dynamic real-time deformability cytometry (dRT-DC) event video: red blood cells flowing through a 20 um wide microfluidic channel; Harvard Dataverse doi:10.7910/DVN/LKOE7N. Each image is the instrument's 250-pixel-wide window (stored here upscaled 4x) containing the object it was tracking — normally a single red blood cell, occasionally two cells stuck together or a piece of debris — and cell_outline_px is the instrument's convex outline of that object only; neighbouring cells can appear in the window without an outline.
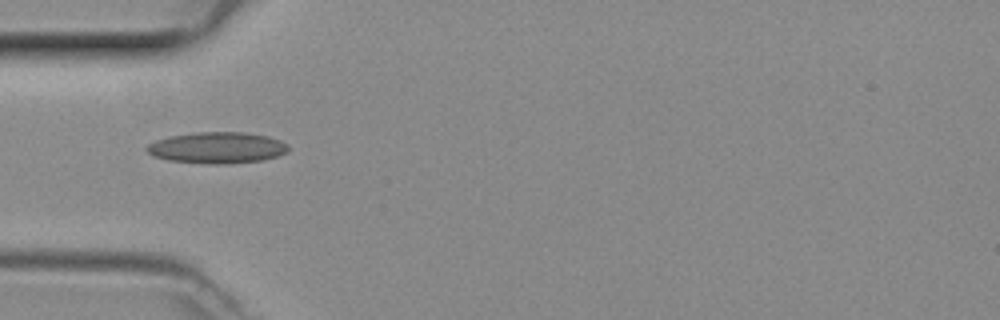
{"species": "common noctule bat (a hibernating species)", "species_latin": "Nyctalus noctula", "temperature_condition": "room temperature", "stored_images_in_passage": 33, "camera_frame_rate_fps": 3000, "um_per_image_px": 0.085, "animal": {"sex": "female", "body_mass_g": 29.2, "forearm_length_mm": 56.3}, "frame": {"image": 1, "passage_image": 1, "time_ms": 0.0, "image_size_px": [1000, 320], "cell_outline_px": [[288, 152], [276, 156], [260, 160], [220, 164], [212, 164], [168, 160], [152, 156], [144, 148], [148, 144], [156, 140], [168, 136], [196, 132], [244, 132], [268, 136], [280, 140], [288, 144]], "centroid_in_image_um": [18.43, 12.54], "position_along_channel_um": 66.6, "area_um2": 25.78}}
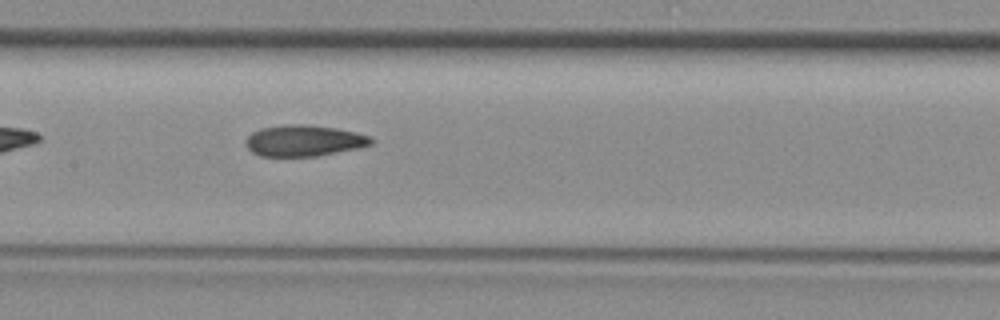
{"frame": {"image": 2, "passage_image": 9, "time_ms": 2.667, "image_size_px": [1000, 320], "cell_outline_px": [[372, 144], [356, 148], [316, 156], [260, 156], [252, 152], [248, 148], [248, 136], [252, 132], [260, 128], [284, 124], [308, 124], [336, 128], [356, 132], [372, 136]], "centroid_in_image_um": [25.84, 11.94], "position_along_channel_um": 181.6, "area_um2": 22.66}}
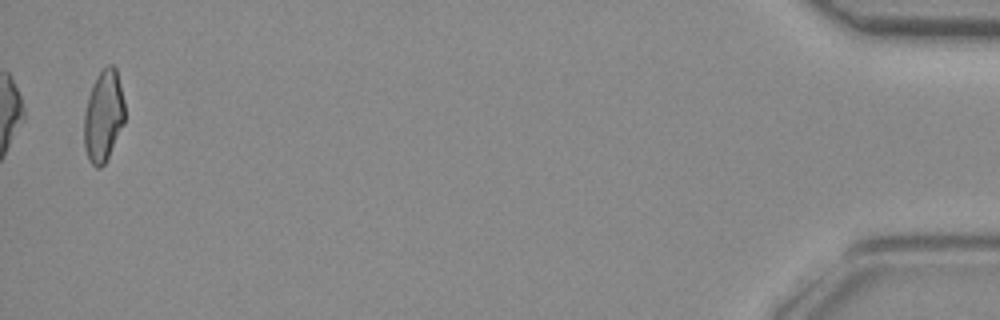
{"frame": {"image": 3, "passage_image": 33, "time_ms": 10.667, "image_size_px": [1000, 320], "cell_outline_px": [[124, 124], [104, 164], [100, 168], [96, 168], [88, 160], [84, 148], [84, 112], [88, 96], [92, 84], [100, 72], [108, 64], [112, 64], [116, 68], [124, 100]], "centroid_in_image_um": [8.78, 9.86], "position_along_channel_um": 426.4, "area_um2": 21.73}}